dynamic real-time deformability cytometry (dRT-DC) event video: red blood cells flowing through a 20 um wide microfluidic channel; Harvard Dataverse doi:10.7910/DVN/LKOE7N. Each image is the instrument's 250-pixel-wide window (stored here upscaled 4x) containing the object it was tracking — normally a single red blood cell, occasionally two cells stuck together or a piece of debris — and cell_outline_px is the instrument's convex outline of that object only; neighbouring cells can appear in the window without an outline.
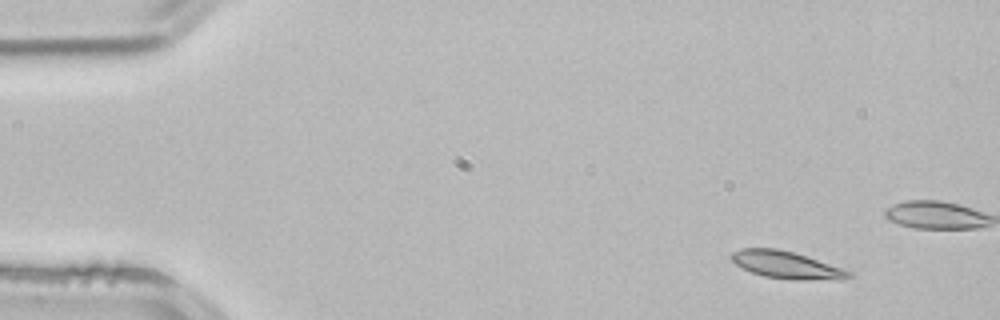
{"species": "common noctule bat (a hibernating species)", "species_latin": "Nyctalus noctula", "temperature_condition": "room temperature", "stored_images_in_passage": 3, "camera_frame_rate_fps": 3000, "um_per_image_px": 0.085, "animal": {"sex": "male", "body_mass_g": 21.5, "forearm_length_mm": 52.0}, "frame": {"image": 1, "passage_image": 1, "time_ms": 0.0, "image_size_px": [1000, 320], "cell_outline_px": [[852, 276], [844, 280], [800, 280], [764, 276], [752, 272], [736, 264], [728, 256], [732, 252], [740, 248], [776, 248], [792, 252], [852, 272]], "centroid_in_image_um": [66.83, 22.52], "position_along_channel_um": 18.2, "area_um2": 18.38}}